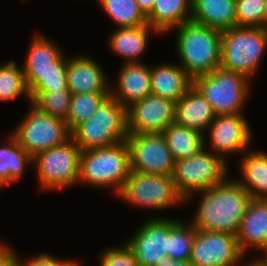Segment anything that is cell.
I'll return each mask as SVG.
<instances>
[{"instance_id":"cell-26","label":"cell","mask_w":267,"mask_h":266,"mask_svg":"<svg viewBox=\"0 0 267 266\" xmlns=\"http://www.w3.org/2000/svg\"><path fill=\"white\" fill-rule=\"evenodd\" d=\"M175 161L190 158L204 148V135L195 129L171 124L162 133Z\"/></svg>"},{"instance_id":"cell-2","label":"cell","mask_w":267,"mask_h":266,"mask_svg":"<svg viewBox=\"0 0 267 266\" xmlns=\"http://www.w3.org/2000/svg\"><path fill=\"white\" fill-rule=\"evenodd\" d=\"M174 29L180 66L192 79L220 67L222 31L193 21Z\"/></svg>"},{"instance_id":"cell-32","label":"cell","mask_w":267,"mask_h":266,"mask_svg":"<svg viewBox=\"0 0 267 266\" xmlns=\"http://www.w3.org/2000/svg\"><path fill=\"white\" fill-rule=\"evenodd\" d=\"M31 102L40 111L66 121L72 93L70 90L30 91Z\"/></svg>"},{"instance_id":"cell-9","label":"cell","mask_w":267,"mask_h":266,"mask_svg":"<svg viewBox=\"0 0 267 266\" xmlns=\"http://www.w3.org/2000/svg\"><path fill=\"white\" fill-rule=\"evenodd\" d=\"M130 205L164 210L186 201L179 194L172 176L131 171L118 194Z\"/></svg>"},{"instance_id":"cell-39","label":"cell","mask_w":267,"mask_h":266,"mask_svg":"<svg viewBox=\"0 0 267 266\" xmlns=\"http://www.w3.org/2000/svg\"><path fill=\"white\" fill-rule=\"evenodd\" d=\"M154 1L155 0H136L138 6L146 16L151 12Z\"/></svg>"},{"instance_id":"cell-6","label":"cell","mask_w":267,"mask_h":266,"mask_svg":"<svg viewBox=\"0 0 267 266\" xmlns=\"http://www.w3.org/2000/svg\"><path fill=\"white\" fill-rule=\"evenodd\" d=\"M205 140L204 148L196 155L175 161L172 178L185 201L190 199L192 194L208 190L229 178L226 177L227 162L214 155L211 150L207 151Z\"/></svg>"},{"instance_id":"cell-34","label":"cell","mask_w":267,"mask_h":266,"mask_svg":"<svg viewBox=\"0 0 267 266\" xmlns=\"http://www.w3.org/2000/svg\"><path fill=\"white\" fill-rule=\"evenodd\" d=\"M265 0H236V21L239 27L264 28Z\"/></svg>"},{"instance_id":"cell-5","label":"cell","mask_w":267,"mask_h":266,"mask_svg":"<svg viewBox=\"0 0 267 266\" xmlns=\"http://www.w3.org/2000/svg\"><path fill=\"white\" fill-rule=\"evenodd\" d=\"M267 49V29L239 27L222 31L220 68L251 80Z\"/></svg>"},{"instance_id":"cell-24","label":"cell","mask_w":267,"mask_h":266,"mask_svg":"<svg viewBox=\"0 0 267 266\" xmlns=\"http://www.w3.org/2000/svg\"><path fill=\"white\" fill-rule=\"evenodd\" d=\"M192 0H155L147 15L148 24L157 33H166L185 22L191 21Z\"/></svg>"},{"instance_id":"cell-4","label":"cell","mask_w":267,"mask_h":266,"mask_svg":"<svg viewBox=\"0 0 267 266\" xmlns=\"http://www.w3.org/2000/svg\"><path fill=\"white\" fill-rule=\"evenodd\" d=\"M131 173L126 140L109 147L81 151L79 181L97 188L115 187L119 194Z\"/></svg>"},{"instance_id":"cell-37","label":"cell","mask_w":267,"mask_h":266,"mask_svg":"<svg viewBox=\"0 0 267 266\" xmlns=\"http://www.w3.org/2000/svg\"><path fill=\"white\" fill-rule=\"evenodd\" d=\"M0 266H20L19 257L11 247L0 243Z\"/></svg>"},{"instance_id":"cell-21","label":"cell","mask_w":267,"mask_h":266,"mask_svg":"<svg viewBox=\"0 0 267 266\" xmlns=\"http://www.w3.org/2000/svg\"><path fill=\"white\" fill-rule=\"evenodd\" d=\"M191 21L220 31L237 26L236 0H192Z\"/></svg>"},{"instance_id":"cell-31","label":"cell","mask_w":267,"mask_h":266,"mask_svg":"<svg viewBox=\"0 0 267 266\" xmlns=\"http://www.w3.org/2000/svg\"><path fill=\"white\" fill-rule=\"evenodd\" d=\"M196 229L181 220L169 218V245L167 257L171 260H190Z\"/></svg>"},{"instance_id":"cell-12","label":"cell","mask_w":267,"mask_h":266,"mask_svg":"<svg viewBox=\"0 0 267 266\" xmlns=\"http://www.w3.org/2000/svg\"><path fill=\"white\" fill-rule=\"evenodd\" d=\"M243 257L236 236L224 232L195 231L190 258L194 266H237Z\"/></svg>"},{"instance_id":"cell-16","label":"cell","mask_w":267,"mask_h":266,"mask_svg":"<svg viewBox=\"0 0 267 266\" xmlns=\"http://www.w3.org/2000/svg\"><path fill=\"white\" fill-rule=\"evenodd\" d=\"M115 89L111 87L110 95L128 108L133 103L151 95V67L143 62L126 63L119 71Z\"/></svg>"},{"instance_id":"cell-42","label":"cell","mask_w":267,"mask_h":266,"mask_svg":"<svg viewBox=\"0 0 267 266\" xmlns=\"http://www.w3.org/2000/svg\"><path fill=\"white\" fill-rule=\"evenodd\" d=\"M5 185L6 183L0 177V188L2 189Z\"/></svg>"},{"instance_id":"cell-36","label":"cell","mask_w":267,"mask_h":266,"mask_svg":"<svg viewBox=\"0 0 267 266\" xmlns=\"http://www.w3.org/2000/svg\"><path fill=\"white\" fill-rule=\"evenodd\" d=\"M20 266H78L76 260L58 259L53 256H49L46 253L35 255L33 258L28 259L25 263L19 260Z\"/></svg>"},{"instance_id":"cell-25","label":"cell","mask_w":267,"mask_h":266,"mask_svg":"<svg viewBox=\"0 0 267 266\" xmlns=\"http://www.w3.org/2000/svg\"><path fill=\"white\" fill-rule=\"evenodd\" d=\"M242 180H236L252 199L267 200V153L256 150L245 154L240 162Z\"/></svg>"},{"instance_id":"cell-8","label":"cell","mask_w":267,"mask_h":266,"mask_svg":"<svg viewBox=\"0 0 267 266\" xmlns=\"http://www.w3.org/2000/svg\"><path fill=\"white\" fill-rule=\"evenodd\" d=\"M31 105V110L11 134L20 146L34 158L44 150L63 145L71 138V132L65 121Z\"/></svg>"},{"instance_id":"cell-14","label":"cell","mask_w":267,"mask_h":266,"mask_svg":"<svg viewBox=\"0 0 267 266\" xmlns=\"http://www.w3.org/2000/svg\"><path fill=\"white\" fill-rule=\"evenodd\" d=\"M207 129L213 154L226 162L225 155L244 152L253 136L243 113L217 115Z\"/></svg>"},{"instance_id":"cell-11","label":"cell","mask_w":267,"mask_h":266,"mask_svg":"<svg viewBox=\"0 0 267 266\" xmlns=\"http://www.w3.org/2000/svg\"><path fill=\"white\" fill-rule=\"evenodd\" d=\"M131 171L172 176L175 160L161 133H128Z\"/></svg>"},{"instance_id":"cell-3","label":"cell","mask_w":267,"mask_h":266,"mask_svg":"<svg viewBox=\"0 0 267 266\" xmlns=\"http://www.w3.org/2000/svg\"><path fill=\"white\" fill-rule=\"evenodd\" d=\"M128 136L127 108L108 96L94 115L71 131V139L81 151L109 147Z\"/></svg>"},{"instance_id":"cell-38","label":"cell","mask_w":267,"mask_h":266,"mask_svg":"<svg viewBox=\"0 0 267 266\" xmlns=\"http://www.w3.org/2000/svg\"><path fill=\"white\" fill-rule=\"evenodd\" d=\"M157 266H194L190 260H171L168 257H164L159 261Z\"/></svg>"},{"instance_id":"cell-17","label":"cell","mask_w":267,"mask_h":266,"mask_svg":"<svg viewBox=\"0 0 267 266\" xmlns=\"http://www.w3.org/2000/svg\"><path fill=\"white\" fill-rule=\"evenodd\" d=\"M236 237L244 256L252 247L267 253V200H250Z\"/></svg>"},{"instance_id":"cell-41","label":"cell","mask_w":267,"mask_h":266,"mask_svg":"<svg viewBox=\"0 0 267 266\" xmlns=\"http://www.w3.org/2000/svg\"><path fill=\"white\" fill-rule=\"evenodd\" d=\"M264 28L267 29V0H265V9H264Z\"/></svg>"},{"instance_id":"cell-7","label":"cell","mask_w":267,"mask_h":266,"mask_svg":"<svg viewBox=\"0 0 267 266\" xmlns=\"http://www.w3.org/2000/svg\"><path fill=\"white\" fill-rule=\"evenodd\" d=\"M249 79L242 74L216 68L193 79V86L211 104L215 115L241 114L248 99Z\"/></svg>"},{"instance_id":"cell-22","label":"cell","mask_w":267,"mask_h":266,"mask_svg":"<svg viewBox=\"0 0 267 266\" xmlns=\"http://www.w3.org/2000/svg\"><path fill=\"white\" fill-rule=\"evenodd\" d=\"M41 35H35L29 45L27 58L22 66L29 90L39 81L40 76L61 54L60 47Z\"/></svg>"},{"instance_id":"cell-13","label":"cell","mask_w":267,"mask_h":266,"mask_svg":"<svg viewBox=\"0 0 267 266\" xmlns=\"http://www.w3.org/2000/svg\"><path fill=\"white\" fill-rule=\"evenodd\" d=\"M176 102L149 95L127 108L128 133H162L175 122Z\"/></svg>"},{"instance_id":"cell-40","label":"cell","mask_w":267,"mask_h":266,"mask_svg":"<svg viewBox=\"0 0 267 266\" xmlns=\"http://www.w3.org/2000/svg\"><path fill=\"white\" fill-rule=\"evenodd\" d=\"M242 266H267V255H265L264 258L261 257L259 259L251 261L250 264H242Z\"/></svg>"},{"instance_id":"cell-10","label":"cell","mask_w":267,"mask_h":266,"mask_svg":"<svg viewBox=\"0 0 267 266\" xmlns=\"http://www.w3.org/2000/svg\"><path fill=\"white\" fill-rule=\"evenodd\" d=\"M81 149L70 138L63 145L40 152L33 158L40 187L65 189L79 182Z\"/></svg>"},{"instance_id":"cell-20","label":"cell","mask_w":267,"mask_h":266,"mask_svg":"<svg viewBox=\"0 0 267 266\" xmlns=\"http://www.w3.org/2000/svg\"><path fill=\"white\" fill-rule=\"evenodd\" d=\"M193 86V79L180 66L162 64L151 67V94L177 102Z\"/></svg>"},{"instance_id":"cell-28","label":"cell","mask_w":267,"mask_h":266,"mask_svg":"<svg viewBox=\"0 0 267 266\" xmlns=\"http://www.w3.org/2000/svg\"><path fill=\"white\" fill-rule=\"evenodd\" d=\"M106 14L119 27L146 25L147 16L142 12L136 0H98Z\"/></svg>"},{"instance_id":"cell-35","label":"cell","mask_w":267,"mask_h":266,"mask_svg":"<svg viewBox=\"0 0 267 266\" xmlns=\"http://www.w3.org/2000/svg\"><path fill=\"white\" fill-rule=\"evenodd\" d=\"M99 259L101 266H139L134 253L127 244L107 249Z\"/></svg>"},{"instance_id":"cell-18","label":"cell","mask_w":267,"mask_h":266,"mask_svg":"<svg viewBox=\"0 0 267 266\" xmlns=\"http://www.w3.org/2000/svg\"><path fill=\"white\" fill-rule=\"evenodd\" d=\"M106 75L88 56L67 58V88L72 94L110 92Z\"/></svg>"},{"instance_id":"cell-29","label":"cell","mask_w":267,"mask_h":266,"mask_svg":"<svg viewBox=\"0 0 267 266\" xmlns=\"http://www.w3.org/2000/svg\"><path fill=\"white\" fill-rule=\"evenodd\" d=\"M22 95L31 101L23 68L20 69L13 60L0 64V102L16 100Z\"/></svg>"},{"instance_id":"cell-33","label":"cell","mask_w":267,"mask_h":266,"mask_svg":"<svg viewBox=\"0 0 267 266\" xmlns=\"http://www.w3.org/2000/svg\"><path fill=\"white\" fill-rule=\"evenodd\" d=\"M63 53L43 72L39 81L29 91H57L67 88V57Z\"/></svg>"},{"instance_id":"cell-19","label":"cell","mask_w":267,"mask_h":266,"mask_svg":"<svg viewBox=\"0 0 267 266\" xmlns=\"http://www.w3.org/2000/svg\"><path fill=\"white\" fill-rule=\"evenodd\" d=\"M215 113L206 98L192 86L176 102L175 124L181 127L203 131L215 119Z\"/></svg>"},{"instance_id":"cell-15","label":"cell","mask_w":267,"mask_h":266,"mask_svg":"<svg viewBox=\"0 0 267 266\" xmlns=\"http://www.w3.org/2000/svg\"><path fill=\"white\" fill-rule=\"evenodd\" d=\"M148 219L126 242L139 266H157L168 253L169 219L162 217Z\"/></svg>"},{"instance_id":"cell-23","label":"cell","mask_w":267,"mask_h":266,"mask_svg":"<svg viewBox=\"0 0 267 266\" xmlns=\"http://www.w3.org/2000/svg\"><path fill=\"white\" fill-rule=\"evenodd\" d=\"M149 31L157 32L149 24L135 27H119L109 38V46L126 63H136L147 48Z\"/></svg>"},{"instance_id":"cell-27","label":"cell","mask_w":267,"mask_h":266,"mask_svg":"<svg viewBox=\"0 0 267 266\" xmlns=\"http://www.w3.org/2000/svg\"><path fill=\"white\" fill-rule=\"evenodd\" d=\"M6 145L0 147V177L9 185L18 181L23 175L25 166L33 163V158L20 146L11 134Z\"/></svg>"},{"instance_id":"cell-1","label":"cell","mask_w":267,"mask_h":266,"mask_svg":"<svg viewBox=\"0 0 267 266\" xmlns=\"http://www.w3.org/2000/svg\"><path fill=\"white\" fill-rule=\"evenodd\" d=\"M198 209L191 221L199 231L224 232L236 236L247 206L252 199L235 180L201 191Z\"/></svg>"},{"instance_id":"cell-30","label":"cell","mask_w":267,"mask_h":266,"mask_svg":"<svg viewBox=\"0 0 267 266\" xmlns=\"http://www.w3.org/2000/svg\"><path fill=\"white\" fill-rule=\"evenodd\" d=\"M110 92L73 94L69 106L66 126L70 132L79 124L91 118Z\"/></svg>"}]
</instances>
